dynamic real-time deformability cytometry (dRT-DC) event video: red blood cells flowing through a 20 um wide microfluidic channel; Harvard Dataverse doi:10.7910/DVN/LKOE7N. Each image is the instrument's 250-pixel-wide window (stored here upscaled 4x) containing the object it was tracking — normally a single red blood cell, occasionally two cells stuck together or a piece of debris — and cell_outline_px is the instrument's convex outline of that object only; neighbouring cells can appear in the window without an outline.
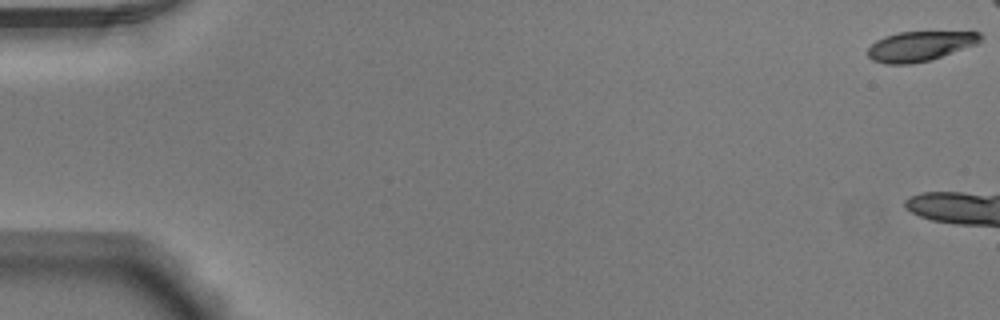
{"species": "Egyptian fruit bat (a non-hibernating species)", "species_latin": "Rousettus aegyptiacus", "temperature_condition": "warm", "stored_images_in_passage": 12, "camera_frame_rate_fps": 3000, "um_per_image_px": 0.085, "animal": {"sex": "male"}, "frame": {"image": 1, "passage_image": 1, "time_ms": 0.0, "image_size_px": [1000, 320], "cell_outline_px": [[984, 36], [976, 44], [932, 60], [912, 64], [884, 64], [872, 60], [868, 56], [868, 48], [876, 40], [884, 36], [900, 32], [980, 32]], "centroid_in_image_um": [78.18, 3.93], "position_along_channel_um": 6.8, "area_um2": 19.65}}